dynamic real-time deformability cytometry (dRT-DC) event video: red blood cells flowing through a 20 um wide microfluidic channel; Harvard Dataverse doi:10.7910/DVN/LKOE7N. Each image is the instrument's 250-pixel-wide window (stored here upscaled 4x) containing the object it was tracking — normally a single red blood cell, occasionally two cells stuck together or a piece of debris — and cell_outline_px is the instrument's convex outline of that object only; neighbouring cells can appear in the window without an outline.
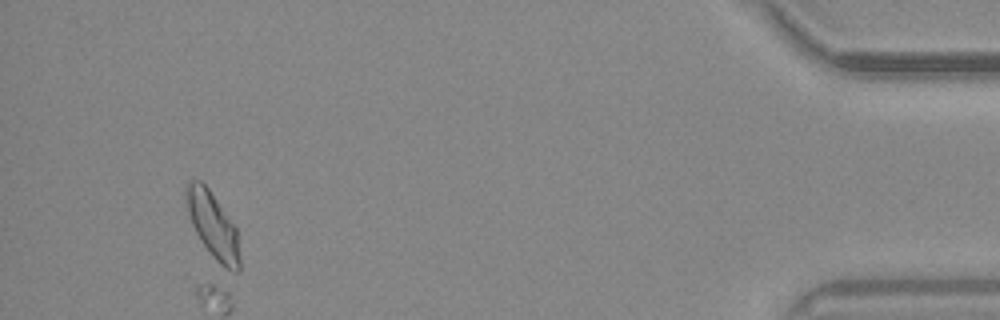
{"species": "common noctule bat (a hibernating species)", "species_latin": "Nyctalus noctula", "temperature_condition": "warm", "stored_images_in_passage": 56, "camera_frame_rate_fps": 3000, "um_per_image_px": 0.085, "animal": {"sex": "male", "body_mass_g": 20.4}, "frame": {"image": 1, "passage_image": 53, "time_ms": 17.333, "image_size_px": [1000, 320], "cell_outline_px": [[240, 272], [232, 272], [224, 268], [212, 256], [200, 240], [192, 224], [184, 200], [184, 184], [188, 180], [200, 180], [208, 188], [236, 228], [240, 260]], "centroid_in_image_um": [18.06, 19.13], "position_along_channel_um": 417.1, "area_um2": 20.58}}